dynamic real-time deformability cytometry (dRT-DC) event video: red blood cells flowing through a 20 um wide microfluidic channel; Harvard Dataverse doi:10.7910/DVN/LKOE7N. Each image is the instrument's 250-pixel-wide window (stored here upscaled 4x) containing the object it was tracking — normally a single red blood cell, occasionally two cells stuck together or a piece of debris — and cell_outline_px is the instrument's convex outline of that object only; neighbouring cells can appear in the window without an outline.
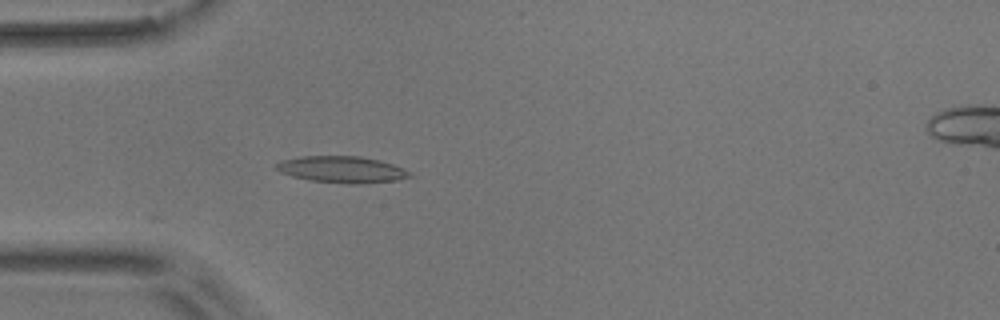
{"species": "common noctule bat (a hibernating species)", "species_latin": "Nyctalus noctula", "temperature_condition": "room temperature", "stored_images_in_passage": 4, "camera_frame_rate_fps": 3000, "um_per_image_px": 0.085, "animal": {"sex": "male", "body_mass_g": 17.9}, "frame": {"image": 1, "passage_image": 4, "time_ms": 3.333, "image_size_px": [1000, 320], "cell_outline_px": [[412, 176], [396, 180], [360, 184], [348, 184], [312, 180], [292, 176], [280, 172], [276, 168], [276, 164], [280, 160], [300, 156], [360, 156], [380, 160], [392, 164], [412, 172]], "centroid_in_image_um": [29.06, 14.4], "position_along_channel_um": 55.9, "area_um2": 20.63}}